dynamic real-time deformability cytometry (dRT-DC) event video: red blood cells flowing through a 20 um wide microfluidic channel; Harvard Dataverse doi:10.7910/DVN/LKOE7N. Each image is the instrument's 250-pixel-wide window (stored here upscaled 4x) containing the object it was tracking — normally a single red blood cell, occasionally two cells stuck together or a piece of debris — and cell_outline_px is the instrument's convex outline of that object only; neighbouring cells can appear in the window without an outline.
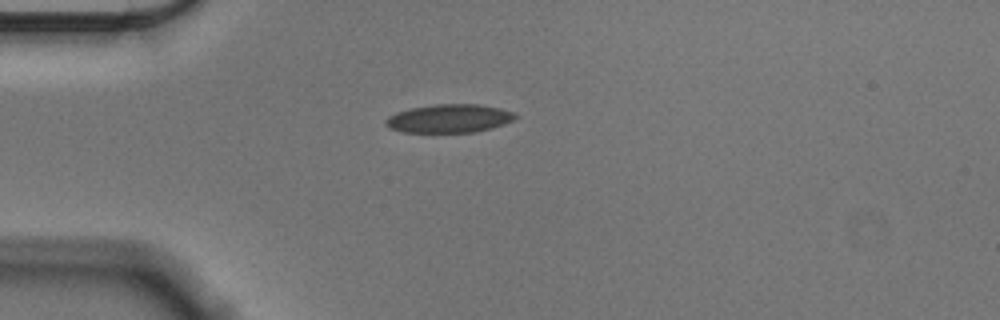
{"species": "Egyptian fruit bat (a non-hibernating species)", "species_latin": "Rousettus aegyptiacus", "temperature_condition": "cold", "stored_images_in_passage": 42, "camera_frame_rate_fps": 3000, "um_per_image_px": 0.085, "animal": {"sex": "male"}, "frame": {"image": 1, "passage_image": 1, "time_ms": 0.0, "image_size_px": [1000, 320], "cell_outline_px": [[520, 116], [516, 120], [492, 128], [476, 132], [400, 132], [388, 128], [384, 124], [384, 120], [388, 116], [396, 112], [412, 108], [436, 104], [480, 104], [500, 108], [516, 112]], "centroid_in_image_um": [38.22, 10.07], "position_along_channel_um": 46.8, "area_um2": 21.85}}
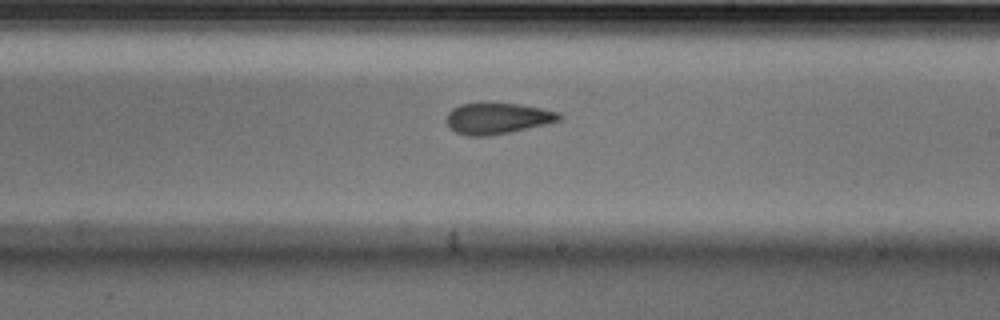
{"frame": {"image": 2, "passage_image": 19, "time_ms": 6.0, "image_size_px": [1000, 320], "cell_outline_px": [[564, 120], [512, 132], [488, 136], [468, 136], [456, 132], [448, 128], [444, 120], [448, 112], [452, 108], [460, 104], [520, 104], [544, 108], [560, 112], [564, 116]], "centroid_in_image_um": [42.32, 10.08], "position_along_channel_um": 246.7, "area_um2": 20.81}}
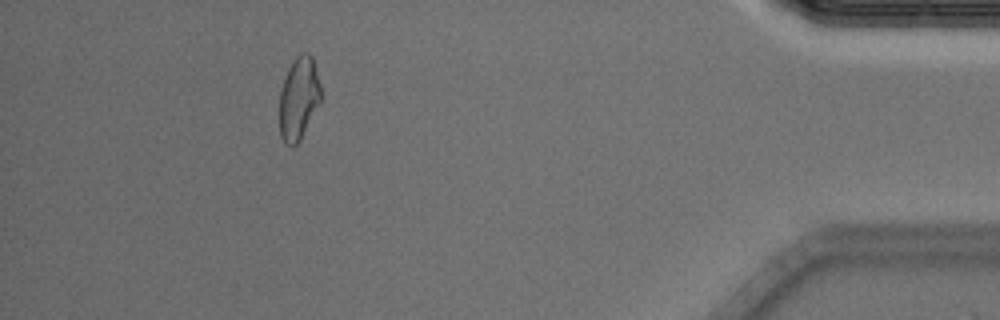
{"frame": {"image": 3, "passage_image": 37, "time_ms": 12.0, "image_size_px": [1000, 320], "cell_outline_px": [[320, 104], [300, 140], [292, 148], [284, 144], [280, 136], [280, 88], [288, 68], [292, 60], [300, 52], [308, 52], [312, 56], [320, 84]], "centroid_in_image_um": [25.38, 8.37], "position_along_channel_um": 409.8, "area_um2": 20.23}, "authors_computed_cell_mechanics": {"area_um2": 20.7791, "velocity_mm_per_s": 3.5928, "shape_relaxation_time_tau1_ms": null, "shape_relaxation_time_tau2_ms": 3.7705, "deformation_change_tau1": null, "deformation_change_tau2": 0.1012}}